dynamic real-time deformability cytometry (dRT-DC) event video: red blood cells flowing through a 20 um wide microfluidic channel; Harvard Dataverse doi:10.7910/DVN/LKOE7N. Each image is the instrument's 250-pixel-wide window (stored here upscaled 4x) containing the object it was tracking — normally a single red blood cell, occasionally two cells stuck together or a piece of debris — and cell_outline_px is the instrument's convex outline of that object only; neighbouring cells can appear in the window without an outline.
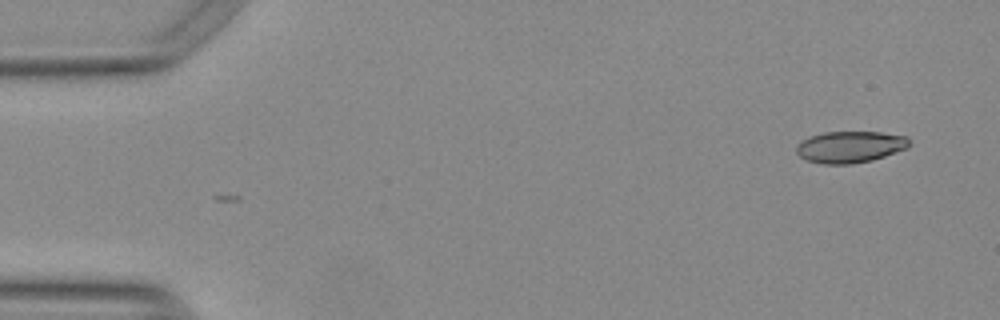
{"species": "Egyptian fruit bat (a non-hibernating species)", "species_latin": "Rousettus aegyptiacus", "temperature_condition": "warm", "stored_images_in_passage": 29, "camera_frame_rate_fps": 3000, "um_per_image_px": 0.085, "animal": {"sex": "female"}, "frame": {"image": 1, "passage_image": 1, "time_ms": 0.0, "image_size_px": [1000, 320], "cell_outline_px": [[912, 144], [908, 148], [872, 160], [852, 164], [824, 164], [808, 160], [800, 156], [796, 152], [796, 144], [812, 136], [824, 132], [880, 132], [908, 136]], "centroid_in_image_um": [72.31, 12.48], "position_along_channel_um": 12.7, "area_um2": 20.81}}
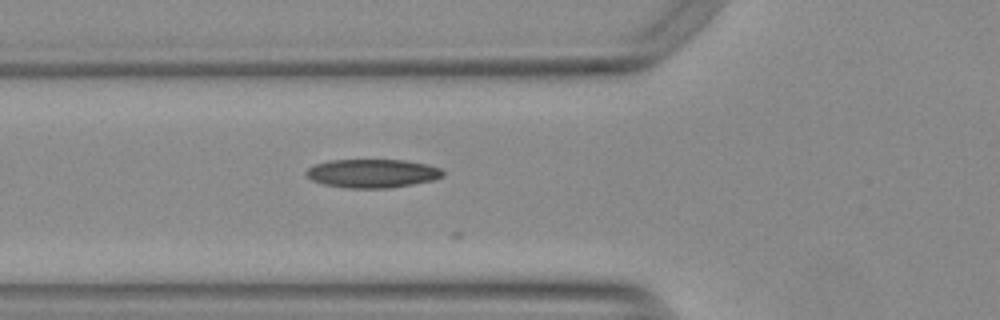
{"frame": {"image": 2, "passage_image": 17, "time_ms": 5.333, "image_size_px": [1000, 320], "cell_outline_px": [[444, 176], [432, 180], [392, 188], [344, 188], [324, 184], [312, 180], [304, 172], [308, 168], [316, 164], [328, 160], [404, 160], [428, 164], [440, 168], [444, 172]], "centroid_in_image_um": [31.66, 14.74], "position_along_channel_um": 94.1, "area_um2": 22.83}}
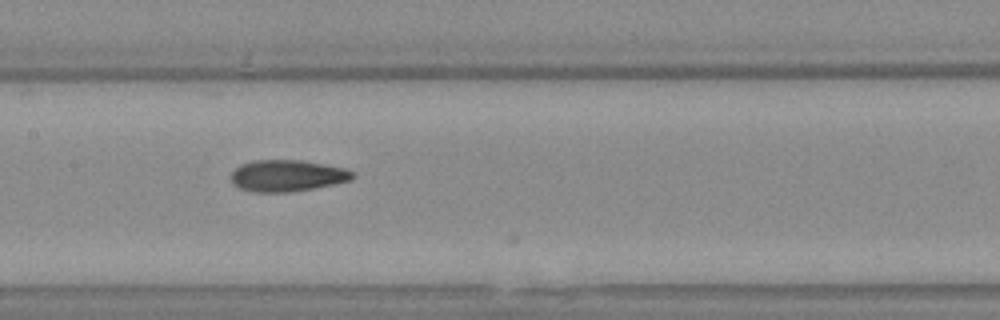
{"frame": {"image": 3, "passage_image": 24, "time_ms": 7.667, "image_size_px": [1000, 320], "cell_outline_px": [[356, 176], [352, 180], [292, 192], [252, 192], [240, 188], [232, 184], [232, 172], [240, 164], [252, 160], [300, 160], [324, 164], [344, 168], [352, 172]], "centroid_in_image_um": [24.39, 14.93], "position_along_channel_um": 183.0, "area_um2": 22.31}}